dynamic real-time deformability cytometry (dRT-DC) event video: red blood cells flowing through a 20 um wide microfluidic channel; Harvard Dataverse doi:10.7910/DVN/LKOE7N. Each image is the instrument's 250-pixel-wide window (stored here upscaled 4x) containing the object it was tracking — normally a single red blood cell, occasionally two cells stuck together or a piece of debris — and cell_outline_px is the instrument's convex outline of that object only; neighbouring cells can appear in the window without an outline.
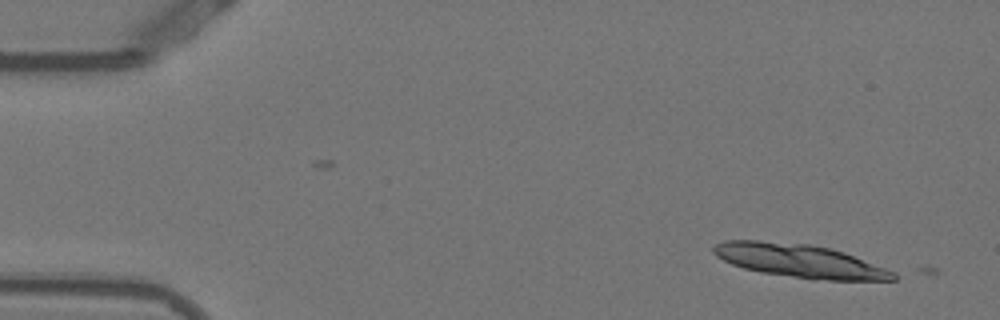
{"species": "Egyptian fruit bat (a non-hibernating species)", "species_latin": "Rousettus aegyptiacus", "temperature_condition": "warm", "stored_images_in_passage": 3, "camera_frame_rate_fps": 3000, "um_per_image_px": 0.085, "animal": {"sex": "female"}, "frame": {"image": 1, "passage_image": 2, "time_ms": 0.333, "image_size_px": [1000, 320], "cell_outline_px": [[896, 280], [812, 280], [760, 272], [744, 268], [732, 264], [716, 256], [712, 252], [712, 248], [716, 244], [724, 240], [760, 240], [808, 244], [828, 248], [844, 252], [896, 272]], "centroid_in_image_um": [67.95, 22.18], "position_along_channel_um": 17.0, "area_um2": 34.97}}